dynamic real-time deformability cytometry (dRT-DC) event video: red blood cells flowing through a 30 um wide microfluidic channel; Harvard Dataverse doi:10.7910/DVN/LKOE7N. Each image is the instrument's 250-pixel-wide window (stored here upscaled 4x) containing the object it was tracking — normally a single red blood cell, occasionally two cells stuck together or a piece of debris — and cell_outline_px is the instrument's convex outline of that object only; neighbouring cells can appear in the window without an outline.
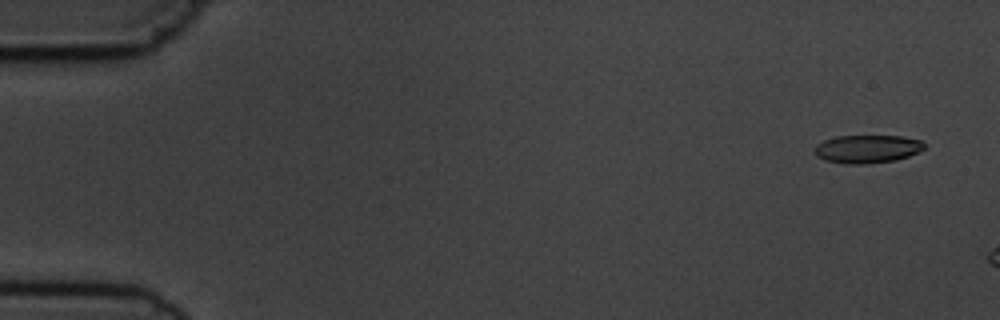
{"species": "common noctule bat (a hibernating species)", "species_latin": "Nyctalus noctula", "temperature_condition": "cold", "stored_images_in_passage": 2, "camera_frame_rate_fps": 3000, "um_per_image_px": 0.085, "animal": {"sex": "male", "body_mass_g": 19.5, "forearm_length_mm": 54.6}, "frame": {"image": 1, "passage_image": 1, "time_ms": 0.0, "image_size_px": [1000, 320], "cell_outline_px": [[924, 148], [908, 156], [896, 160], [864, 164], [848, 164], [824, 160], [816, 156], [816, 144], [824, 140], [836, 136], [900, 136], [920, 140], [924, 144]], "centroid_in_image_um": [73.69, 12.66], "position_along_channel_um": 11.3, "area_um2": 17.8}}